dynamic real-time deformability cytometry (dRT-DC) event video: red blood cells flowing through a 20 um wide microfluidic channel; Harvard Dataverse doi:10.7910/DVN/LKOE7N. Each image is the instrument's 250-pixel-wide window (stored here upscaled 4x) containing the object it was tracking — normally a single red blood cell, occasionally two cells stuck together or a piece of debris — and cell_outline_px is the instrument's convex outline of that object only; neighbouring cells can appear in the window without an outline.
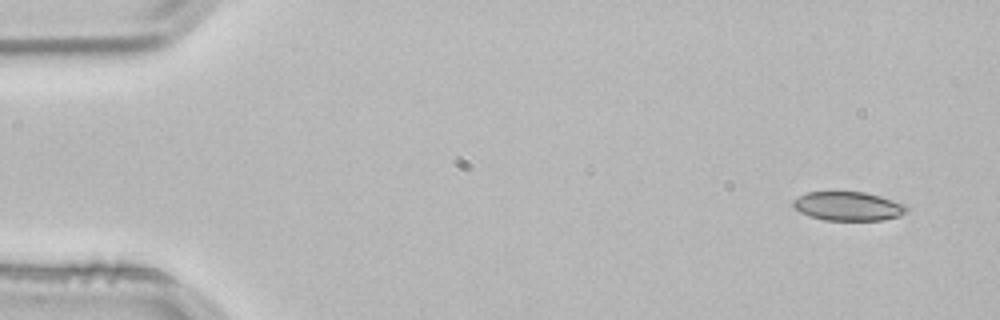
{"species": "common noctule bat (a hibernating species)", "species_latin": "Nyctalus noctula", "temperature_condition": "room temperature", "stored_images_in_passage": 4, "segment_of_instrument_passage": [1, 2], "camera_frame_rate_fps": 3000, "um_per_image_px": 0.085, "animal": {"sex": "male", "body_mass_g": 21.5, "forearm_length_mm": 52.0}, "frame": {"image": 1, "passage_image": 1, "time_ms": 0.0, "image_size_px": [1000, 320], "cell_outline_px": [[908, 212], [900, 216], [884, 220], [824, 220], [808, 216], [800, 212], [792, 204], [792, 200], [808, 192], [864, 192], [880, 196], [904, 204], [908, 208]], "centroid_in_image_um": [72.11, 17.53], "position_along_channel_um": 12.9, "area_um2": 19.13}}